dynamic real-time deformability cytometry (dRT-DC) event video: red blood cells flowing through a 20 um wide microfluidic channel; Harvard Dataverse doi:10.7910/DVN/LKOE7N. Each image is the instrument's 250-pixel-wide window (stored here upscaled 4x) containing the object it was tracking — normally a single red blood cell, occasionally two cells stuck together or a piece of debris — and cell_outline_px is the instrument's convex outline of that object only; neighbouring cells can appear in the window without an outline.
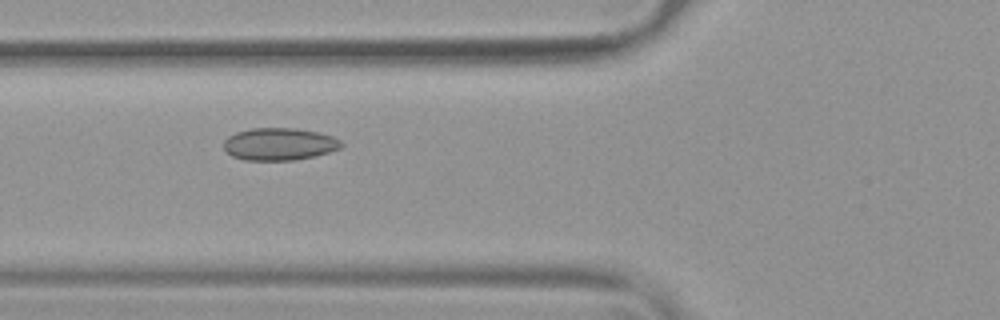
{"species": "common noctule bat (a hibernating species)", "species_latin": "Nyctalus noctula", "temperature_condition": "warm", "stored_images_in_passage": 40, "camera_frame_rate_fps": 3000, "um_per_image_px": 0.085, "animal": {"sex": "female", "body_mass_g": 19.9}, "frame": {"image": 1, "passage_image": 10, "time_ms": 3.0, "image_size_px": [1000, 320], "cell_outline_px": [[344, 144], [340, 148], [316, 156], [296, 160], [244, 160], [232, 156], [224, 152], [224, 140], [228, 136], [236, 132], [252, 128], [296, 128], [316, 132], [332, 136], [340, 140]], "centroid_in_image_um": [23.72, 12.25], "position_along_channel_um": 102.1, "area_um2": 22.31}}
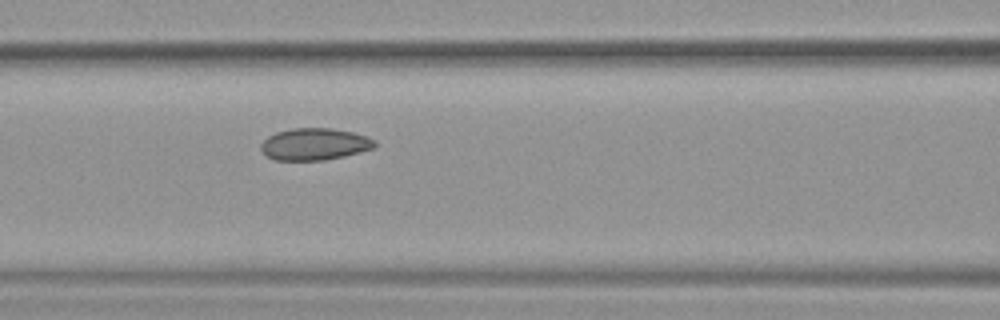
{"frame": {"image": 2, "passage_image": 13, "time_ms": 4.0, "image_size_px": [1000, 320], "cell_outline_px": [[376, 148], [344, 156], [324, 160], [272, 160], [260, 148], [260, 144], [268, 136], [276, 132], [292, 128], [332, 128], [352, 132], [368, 136], [376, 140]], "centroid_in_image_um": [26.76, 12.25], "position_along_channel_um": 139.8, "area_um2": 21.33}}
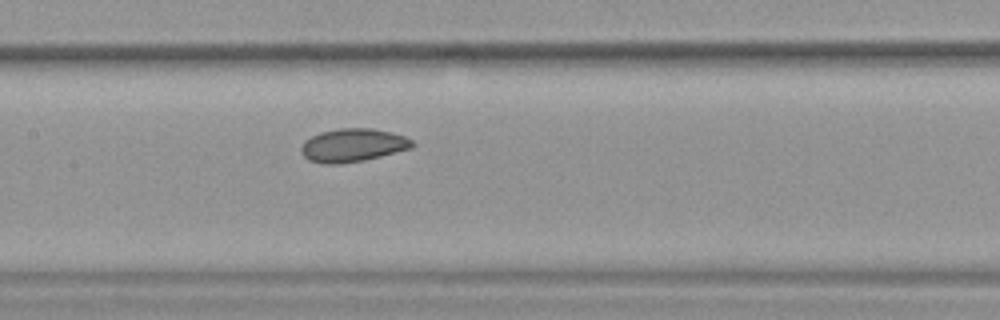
{"frame": {"image": 3, "passage_image": 16, "time_ms": 5.0, "image_size_px": [1000, 320], "cell_outline_px": [[416, 144], [412, 148], [364, 160], [340, 164], [324, 164], [308, 160], [304, 156], [300, 148], [304, 140], [320, 132], [340, 128], [372, 128], [392, 132], [404, 136], [412, 140]], "centroid_in_image_um": [29.99, 12.34], "position_along_channel_um": 177.4, "area_um2": 21.62}}